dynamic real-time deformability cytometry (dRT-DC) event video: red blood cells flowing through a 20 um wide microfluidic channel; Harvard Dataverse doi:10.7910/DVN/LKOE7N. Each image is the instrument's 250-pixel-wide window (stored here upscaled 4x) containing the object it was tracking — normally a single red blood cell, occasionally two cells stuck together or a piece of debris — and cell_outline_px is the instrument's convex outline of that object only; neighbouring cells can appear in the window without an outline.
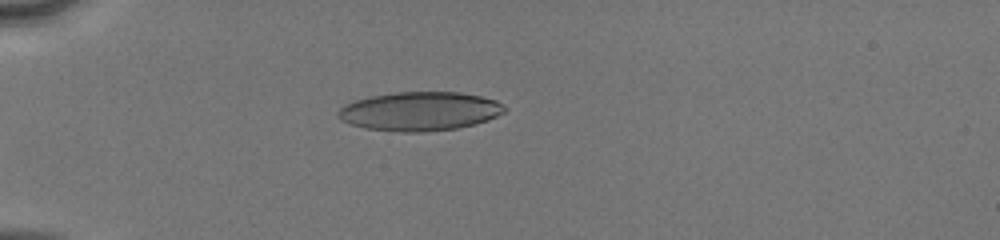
{"species": "human", "species_latin": "Homo sapiens", "temperature_condition": "cold", "stored_images_in_passage": 38, "camera_frame_rate_fps": 3000, "um_per_image_px": 0.085, "donor": {"sex": "male"}, "frame": {"image": 1, "passage_image": 2, "time_ms": 0.333, "image_size_px": [1000, 240], "cell_outline_px": [[508, 108], [504, 112], [488, 120], [476, 124], [456, 128], [424, 132], [400, 132], [364, 128], [348, 124], [340, 120], [336, 116], [336, 112], [344, 104], [368, 96], [396, 92], [460, 92], [480, 96], [496, 100], [504, 104]], "centroid_in_image_um": [35.66, 9.46], "position_along_channel_um": 49.3, "area_um2": 38.15}}
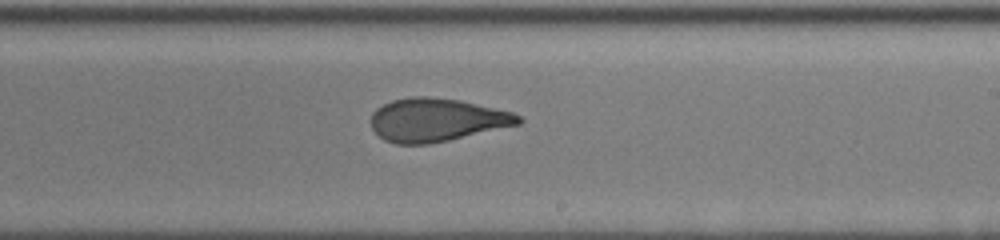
{"frame": {"image": 2, "passage_image": 19, "time_ms": 6.0, "image_size_px": [1000, 240], "cell_outline_px": [[524, 120], [520, 124], [448, 140], [428, 144], [396, 144], [384, 140], [372, 128], [372, 112], [376, 108], [392, 100], [412, 96], [428, 96], [460, 100], [512, 112], [520, 116]], "centroid_in_image_um": [37.11, 10.19], "position_along_channel_um": 251.9, "area_um2": 36.99}}
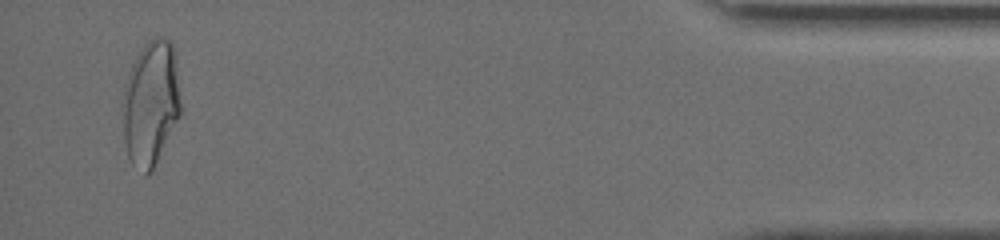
{"frame": {"image": 3, "passage_image": 36, "time_ms": 11.667, "image_size_px": [1000, 240], "cell_outline_px": [[184, 108], [180, 116], [152, 168], [144, 176], [132, 164], [128, 156], [124, 140], [120, 104], [124, 88], [132, 64], [136, 56], [144, 44], [160, 36], [164, 36], [172, 40], [176, 52]], "centroid_in_image_um": [12.85, 8.71], "position_along_channel_um": 422.4, "area_um2": 43.47}, "authors_computed_cell_mechanics": {"area_um2": 37.7145, "velocity_mm_per_s": 4.1146, "shape_relaxation_time_tau1_ms": 5.9414, "shape_relaxation_time_tau2_ms": 1.3501, "deformation_change_tau1": 0.2098, "deformation_change_tau2": 0.0876}}